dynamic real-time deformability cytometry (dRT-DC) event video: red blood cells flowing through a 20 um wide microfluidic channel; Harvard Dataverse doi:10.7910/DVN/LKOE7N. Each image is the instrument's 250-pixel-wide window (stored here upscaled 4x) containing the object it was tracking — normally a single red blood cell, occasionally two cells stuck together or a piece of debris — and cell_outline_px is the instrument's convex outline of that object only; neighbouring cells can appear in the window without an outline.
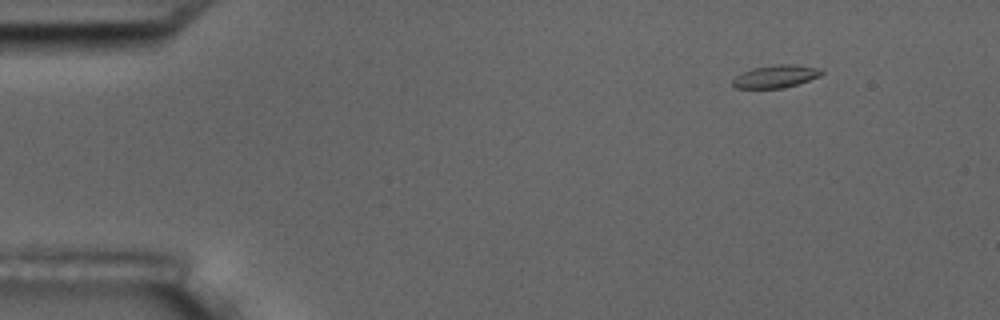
{"species": "common noctule bat (a hibernating species)", "species_latin": "Nyctalus noctula", "temperature_condition": "room temperature", "stored_images_in_passage": 5, "camera_frame_rate_fps": 3000, "um_per_image_px": 0.085, "animal": {"sex": "male", "body_mass_g": 17.5, "forearm_length_mm": 52.3}, "frame": {"image": 1, "passage_image": 1, "time_ms": 0.0, "image_size_px": [1000, 320], "cell_outline_px": [[824, 72], [820, 76], [784, 88], [736, 88], [732, 84], [732, 80], [740, 72], [752, 68], [776, 64], [796, 64], [820, 68]], "centroid_in_image_um": [65.92, 6.48], "position_along_channel_um": 19.1, "area_um2": 11.85}}
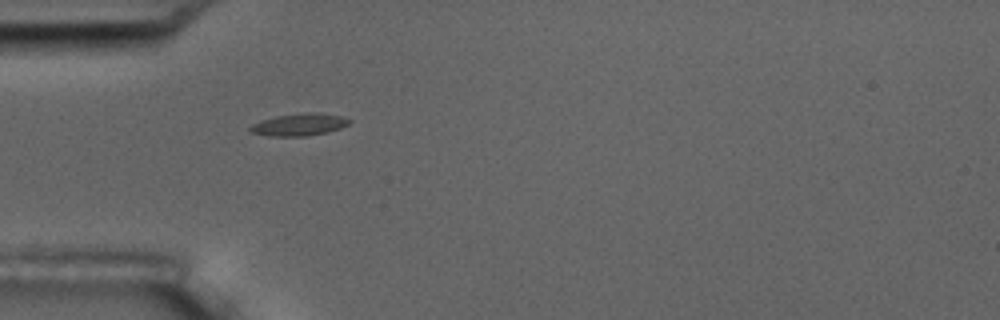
{"frame": {"image": 2, "passage_image": 4, "time_ms": 3.667, "image_size_px": [1000, 320], "cell_outline_px": [[352, 120], [348, 124], [340, 128], [328, 132], [304, 136], [268, 136], [248, 132], [248, 128], [252, 124], [260, 120], [276, 116], [304, 112], [320, 112], [340, 116]], "centroid_in_image_um": [25.39, 10.58], "position_along_channel_um": 59.6, "area_um2": 13.01}}